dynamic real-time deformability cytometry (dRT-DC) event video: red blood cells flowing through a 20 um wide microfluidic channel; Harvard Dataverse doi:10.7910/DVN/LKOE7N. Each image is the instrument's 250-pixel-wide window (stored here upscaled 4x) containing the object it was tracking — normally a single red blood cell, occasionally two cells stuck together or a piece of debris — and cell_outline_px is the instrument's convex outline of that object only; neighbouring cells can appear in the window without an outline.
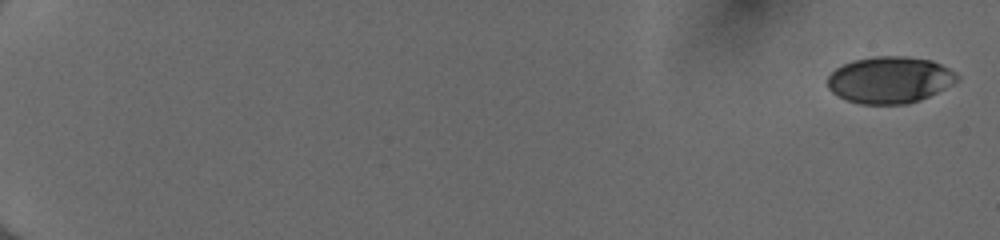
{"species": "human", "species_latin": "Homo sapiens", "temperature_condition": "cold", "stored_images_in_passage": 53, "camera_frame_rate_fps": 3000, "um_per_image_px": 0.085, "donor": {"sex": "female"}, "frame": {"image": 1, "passage_image": 1, "time_ms": 0.0, "image_size_px": [1000, 240], "cell_outline_px": [[960, 80], [920, 100], [908, 104], [860, 104], [848, 100], [832, 92], [828, 88], [828, 76], [836, 68], [852, 60], [876, 56], [904, 56], [932, 60], [956, 72], [960, 76]], "centroid_in_image_um": [75.64, 6.78], "position_along_channel_um": 9.4, "area_um2": 35.2}}
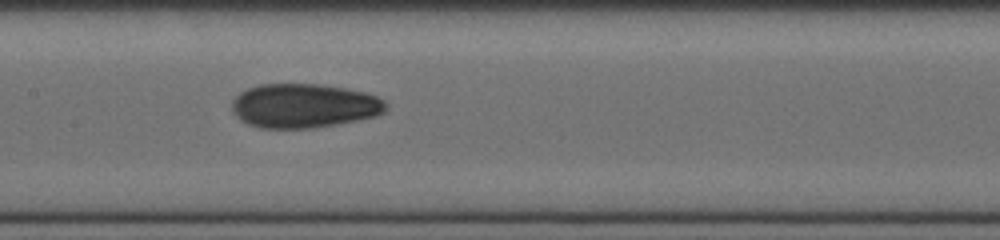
{"frame": {"image": 2, "passage_image": 30, "time_ms": 9.667, "image_size_px": [1000, 240], "cell_outline_px": [[388, 108], [384, 112], [360, 120], [312, 128], [260, 128], [248, 124], [240, 120], [232, 112], [232, 100], [240, 92], [248, 88], [260, 84], [320, 84], [344, 88], [364, 92], [376, 96], [384, 100], [388, 104]], "centroid_in_image_um": [25.82, 8.99], "position_along_channel_um": 181.6, "area_um2": 39.77}}
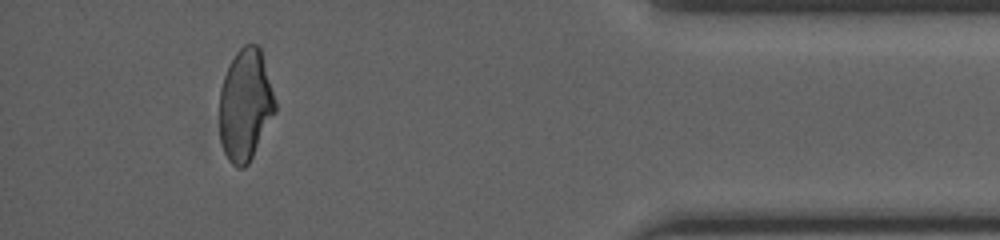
{"frame": {"image": 3, "passage_image": 50, "time_ms": 16.333, "image_size_px": [1000, 240], "cell_outline_px": [[276, 112], [248, 164], [244, 168], [236, 168], [228, 160], [224, 152], [220, 140], [220, 88], [224, 76], [236, 52], [244, 44], [256, 44], [260, 48], [276, 100]], "centroid_in_image_um": [20.86, 8.94], "position_along_channel_um": 414.3, "area_um2": 36.24}, "authors_computed_cell_mechanics": {"area_um2": 37.5122, "velocity_mm_per_s": 4.0627, "shape_relaxation_time_tau1_ms": 9.228, "shape_relaxation_time_tau2_ms": 2.0648, "deformation_change_tau1": 0.1974, "deformation_change_tau2": 0.0615}}